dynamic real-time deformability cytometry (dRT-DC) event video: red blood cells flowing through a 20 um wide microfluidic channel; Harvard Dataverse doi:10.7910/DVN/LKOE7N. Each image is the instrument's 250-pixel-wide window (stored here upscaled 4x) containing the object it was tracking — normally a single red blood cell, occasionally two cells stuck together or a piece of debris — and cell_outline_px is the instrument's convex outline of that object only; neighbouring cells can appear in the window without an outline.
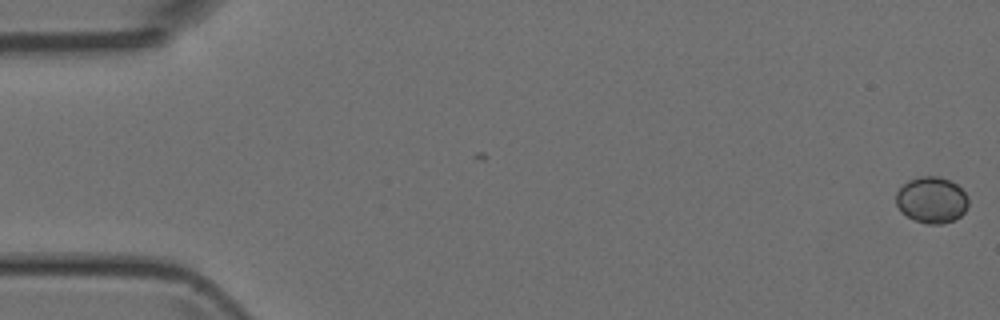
{"species": "Egyptian fruit bat (a non-hibernating species)", "species_latin": "Rousettus aegyptiacus", "temperature_condition": "room temperature", "stored_images_in_passage": 5, "camera_frame_rate_fps": 3000, "um_per_image_px": 0.085, "animal": {"sex": "female"}, "frame": {"image": 1, "passage_image": 1, "time_ms": 0.0, "image_size_px": [1000, 320], "cell_outline_px": [[968, 204], [964, 212], [960, 216], [944, 224], [928, 224], [916, 220], [900, 212], [896, 204], [896, 192], [908, 180], [920, 176], [940, 176], [956, 184], [968, 196]], "centroid_in_image_um": [79.18, 16.99], "position_along_channel_um": 5.8, "area_um2": 19.48}}
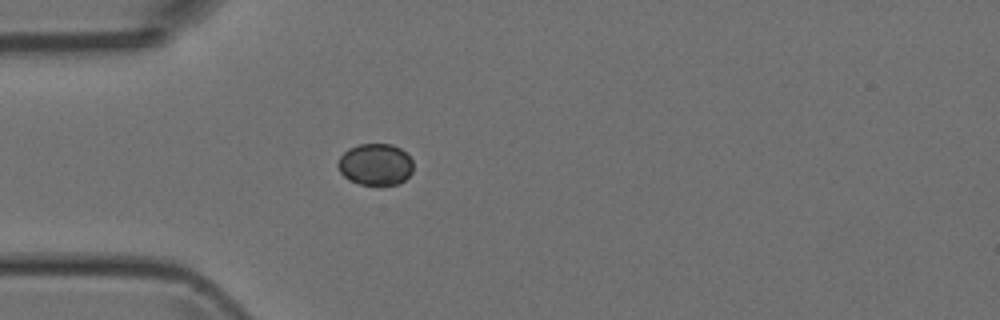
{"frame": {"image": 2, "passage_image": 5, "time_ms": 4.667, "image_size_px": [1000, 320], "cell_outline_px": [[412, 172], [400, 184], [380, 188], [360, 184], [348, 180], [340, 172], [336, 164], [340, 156], [348, 148], [360, 144], [392, 144], [400, 148], [412, 160]], "centroid_in_image_um": [31.9, 14.02], "position_along_channel_um": 53.1, "area_um2": 18.84}}